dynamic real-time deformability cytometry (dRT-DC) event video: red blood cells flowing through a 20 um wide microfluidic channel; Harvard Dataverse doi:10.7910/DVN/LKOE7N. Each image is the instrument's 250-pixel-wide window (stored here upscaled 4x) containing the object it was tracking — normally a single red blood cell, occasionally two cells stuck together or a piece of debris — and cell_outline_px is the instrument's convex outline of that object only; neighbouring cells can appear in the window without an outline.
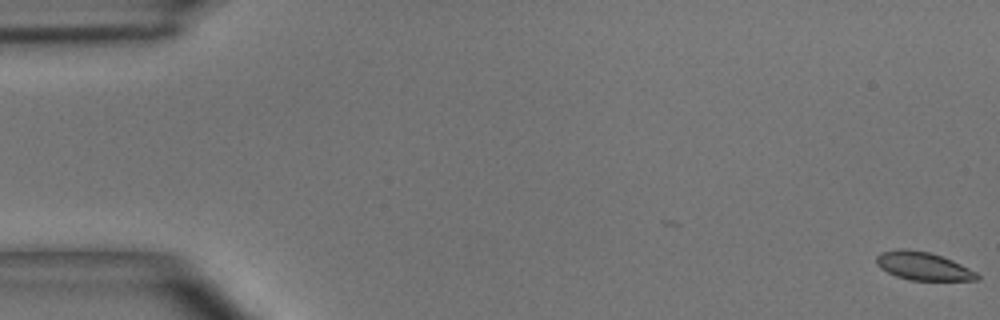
{"species": "common noctule bat (a hibernating species)", "species_latin": "Nyctalus noctula", "temperature_condition": "room temperature", "stored_images_in_passage": 2, "camera_frame_rate_fps": 3000, "um_per_image_px": 0.085, "animal": {"sex": "male", "body_mass_g": 15.6}, "frame": {"image": 1, "passage_image": 2, "time_ms": 0.333, "image_size_px": [1000, 320], "cell_outline_px": [[980, 276], [976, 280], [908, 280], [896, 276], [880, 268], [876, 264], [876, 256], [880, 252], [896, 248], [904, 248], [928, 252], [952, 260], [976, 272]], "centroid_in_image_um": [78.41, 22.61], "position_along_channel_um": 6.6, "area_um2": 16.47}}